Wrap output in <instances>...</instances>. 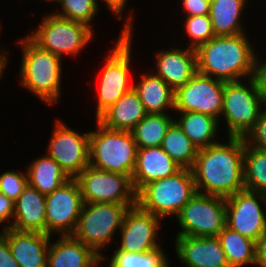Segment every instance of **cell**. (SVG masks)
I'll use <instances>...</instances> for the list:
<instances>
[{
	"mask_svg": "<svg viewBox=\"0 0 266 267\" xmlns=\"http://www.w3.org/2000/svg\"><path fill=\"white\" fill-rule=\"evenodd\" d=\"M180 169L161 146L138 149L131 176L133 187L138 193L148 183L172 176Z\"/></svg>",
	"mask_w": 266,
	"mask_h": 267,
	"instance_id": "obj_19",
	"label": "cell"
},
{
	"mask_svg": "<svg viewBox=\"0 0 266 267\" xmlns=\"http://www.w3.org/2000/svg\"><path fill=\"white\" fill-rule=\"evenodd\" d=\"M133 89L147 114H166L168 108L175 109V91L154 73L143 75Z\"/></svg>",
	"mask_w": 266,
	"mask_h": 267,
	"instance_id": "obj_24",
	"label": "cell"
},
{
	"mask_svg": "<svg viewBox=\"0 0 266 267\" xmlns=\"http://www.w3.org/2000/svg\"><path fill=\"white\" fill-rule=\"evenodd\" d=\"M89 137L90 131L77 133L57 120L47 155L61 166L69 178H77L89 165Z\"/></svg>",
	"mask_w": 266,
	"mask_h": 267,
	"instance_id": "obj_14",
	"label": "cell"
},
{
	"mask_svg": "<svg viewBox=\"0 0 266 267\" xmlns=\"http://www.w3.org/2000/svg\"><path fill=\"white\" fill-rule=\"evenodd\" d=\"M127 0H105L108 8L118 17L122 18L123 7L126 6Z\"/></svg>",
	"mask_w": 266,
	"mask_h": 267,
	"instance_id": "obj_42",
	"label": "cell"
},
{
	"mask_svg": "<svg viewBox=\"0 0 266 267\" xmlns=\"http://www.w3.org/2000/svg\"><path fill=\"white\" fill-rule=\"evenodd\" d=\"M256 266L266 267V230L256 241Z\"/></svg>",
	"mask_w": 266,
	"mask_h": 267,
	"instance_id": "obj_41",
	"label": "cell"
},
{
	"mask_svg": "<svg viewBox=\"0 0 266 267\" xmlns=\"http://www.w3.org/2000/svg\"><path fill=\"white\" fill-rule=\"evenodd\" d=\"M197 72L230 82L252 78L256 55L245 33L215 36L196 49Z\"/></svg>",
	"mask_w": 266,
	"mask_h": 267,
	"instance_id": "obj_2",
	"label": "cell"
},
{
	"mask_svg": "<svg viewBox=\"0 0 266 267\" xmlns=\"http://www.w3.org/2000/svg\"><path fill=\"white\" fill-rule=\"evenodd\" d=\"M102 257L73 235L61 236L50 243L47 267H94Z\"/></svg>",
	"mask_w": 266,
	"mask_h": 267,
	"instance_id": "obj_22",
	"label": "cell"
},
{
	"mask_svg": "<svg viewBox=\"0 0 266 267\" xmlns=\"http://www.w3.org/2000/svg\"><path fill=\"white\" fill-rule=\"evenodd\" d=\"M161 219L138 205L126 212L121 231V245L116 250L127 253H148L159 249L156 243Z\"/></svg>",
	"mask_w": 266,
	"mask_h": 267,
	"instance_id": "obj_16",
	"label": "cell"
},
{
	"mask_svg": "<svg viewBox=\"0 0 266 267\" xmlns=\"http://www.w3.org/2000/svg\"><path fill=\"white\" fill-rule=\"evenodd\" d=\"M168 114H147L131 131L138 149L161 146L163 138L175 121Z\"/></svg>",
	"mask_w": 266,
	"mask_h": 267,
	"instance_id": "obj_30",
	"label": "cell"
},
{
	"mask_svg": "<svg viewBox=\"0 0 266 267\" xmlns=\"http://www.w3.org/2000/svg\"><path fill=\"white\" fill-rule=\"evenodd\" d=\"M175 251L187 267H230L217 237L176 236Z\"/></svg>",
	"mask_w": 266,
	"mask_h": 267,
	"instance_id": "obj_17",
	"label": "cell"
},
{
	"mask_svg": "<svg viewBox=\"0 0 266 267\" xmlns=\"http://www.w3.org/2000/svg\"><path fill=\"white\" fill-rule=\"evenodd\" d=\"M248 80L249 88L240 81L224 83L221 114L226 120L228 137H245L256 125L262 111L264 103L256 82L253 78Z\"/></svg>",
	"mask_w": 266,
	"mask_h": 267,
	"instance_id": "obj_8",
	"label": "cell"
},
{
	"mask_svg": "<svg viewBox=\"0 0 266 267\" xmlns=\"http://www.w3.org/2000/svg\"><path fill=\"white\" fill-rule=\"evenodd\" d=\"M14 215V201L0 193V224Z\"/></svg>",
	"mask_w": 266,
	"mask_h": 267,
	"instance_id": "obj_40",
	"label": "cell"
},
{
	"mask_svg": "<svg viewBox=\"0 0 266 267\" xmlns=\"http://www.w3.org/2000/svg\"><path fill=\"white\" fill-rule=\"evenodd\" d=\"M7 53H8L7 51L3 52V54L0 53V79L2 77L4 67L6 66V63H7V58H6Z\"/></svg>",
	"mask_w": 266,
	"mask_h": 267,
	"instance_id": "obj_43",
	"label": "cell"
},
{
	"mask_svg": "<svg viewBox=\"0 0 266 267\" xmlns=\"http://www.w3.org/2000/svg\"><path fill=\"white\" fill-rule=\"evenodd\" d=\"M58 3H61L63 11L56 15L85 23L88 26L97 14L99 7L97 0H58Z\"/></svg>",
	"mask_w": 266,
	"mask_h": 267,
	"instance_id": "obj_33",
	"label": "cell"
},
{
	"mask_svg": "<svg viewBox=\"0 0 266 267\" xmlns=\"http://www.w3.org/2000/svg\"><path fill=\"white\" fill-rule=\"evenodd\" d=\"M96 123L97 130L91 131L89 137V165L132 176L138 150L132 132L111 130Z\"/></svg>",
	"mask_w": 266,
	"mask_h": 267,
	"instance_id": "obj_4",
	"label": "cell"
},
{
	"mask_svg": "<svg viewBox=\"0 0 266 267\" xmlns=\"http://www.w3.org/2000/svg\"><path fill=\"white\" fill-rule=\"evenodd\" d=\"M185 28L188 36L193 40L189 47L195 50L215 37L209 15L186 17Z\"/></svg>",
	"mask_w": 266,
	"mask_h": 267,
	"instance_id": "obj_34",
	"label": "cell"
},
{
	"mask_svg": "<svg viewBox=\"0 0 266 267\" xmlns=\"http://www.w3.org/2000/svg\"><path fill=\"white\" fill-rule=\"evenodd\" d=\"M76 180L84 203L137 204L131 176L88 165Z\"/></svg>",
	"mask_w": 266,
	"mask_h": 267,
	"instance_id": "obj_11",
	"label": "cell"
},
{
	"mask_svg": "<svg viewBox=\"0 0 266 267\" xmlns=\"http://www.w3.org/2000/svg\"><path fill=\"white\" fill-rule=\"evenodd\" d=\"M162 248L148 253H127L115 250L109 267H169Z\"/></svg>",
	"mask_w": 266,
	"mask_h": 267,
	"instance_id": "obj_32",
	"label": "cell"
},
{
	"mask_svg": "<svg viewBox=\"0 0 266 267\" xmlns=\"http://www.w3.org/2000/svg\"><path fill=\"white\" fill-rule=\"evenodd\" d=\"M230 267L256 266V241L225 226L218 234Z\"/></svg>",
	"mask_w": 266,
	"mask_h": 267,
	"instance_id": "obj_28",
	"label": "cell"
},
{
	"mask_svg": "<svg viewBox=\"0 0 266 267\" xmlns=\"http://www.w3.org/2000/svg\"><path fill=\"white\" fill-rule=\"evenodd\" d=\"M137 204L84 203L73 236L105 258L100 248L106 246L121 228L126 212Z\"/></svg>",
	"mask_w": 266,
	"mask_h": 267,
	"instance_id": "obj_6",
	"label": "cell"
},
{
	"mask_svg": "<svg viewBox=\"0 0 266 267\" xmlns=\"http://www.w3.org/2000/svg\"><path fill=\"white\" fill-rule=\"evenodd\" d=\"M28 184L47 195L68 181L69 176L50 156L36 159L27 169Z\"/></svg>",
	"mask_w": 266,
	"mask_h": 267,
	"instance_id": "obj_26",
	"label": "cell"
},
{
	"mask_svg": "<svg viewBox=\"0 0 266 267\" xmlns=\"http://www.w3.org/2000/svg\"><path fill=\"white\" fill-rule=\"evenodd\" d=\"M176 217L177 236L217 237L226 226V198L196 193Z\"/></svg>",
	"mask_w": 266,
	"mask_h": 267,
	"instance_id": "obj_10",
	"label": "cell"
},
{
	"mask_svg": "<svg viewBox=\"0 0 266 267\" xmlns=\"http://www.w3.org/2000/svg\"><path fill=\"white\" fill-rule=\"evenodd\" d=\"M196 193L192 169L181 168L172 176L145 185L137 193V205L160 219L177 216Z\"/></svg>",
	"mask_w": 266,
	"mask_h": 267,
	"instance_id": "obj_5",
	"label": "cell"
},
{
	"mask_svg": "<svg viewBox=\"0 0 266 267\" xmlns=\"http://www.w3.org/2000/svg\"><path fill=\"white\" fill-rule=\"evenodd\" d=\"M14 223L11 228L20 232H39L46 234V197L35 187L27 184L19 198L14 201Z\"/></svg>",
	"mask_w": 266,
	"mask_h": 267,
	"instance_id": "obj_20",
	"label": "cell"
},
{
	"mask_svg": "<svg viewBox=\"0 0 266 267\" xmlns=\"http://www.w3.org/2000/svg\"><path fill=\"white\" fill-rule=\"evenodd\" d=\"M146 115L143 103L132 89L104 111L97 121L111 130L132 131Z\"/></svg>",
	"mask_w": 266,
	"mask_h": 267,
	"instance_id": "obj_23",
	"label": "cell"
},
{
	"mask_svg": "<svg viewBox=\"0 0 266 267\" xmlns=\"http://www.w3.org/2000/svg\"><path fill=\"white\" fill-rule=\"evenodd\" d=\"M155 75L176 91L184 86L197 72L196 50L173 49L157 53Z\"/></svg>",
	"mask_w": 266,
	"mask_h": 267,
	"instance_id": "obj_18",
	"label": "cell"
},
{
	"mask_svg": "<svg viewBox=\"0 0 266 267\" xmlns=\"http://www.w3.org/2000/svg\"><path fill=\"white\" fill-rule=\"evenodd\" d=\"M252 78L256 82L261 100L264 103L263 106H266V61L265 63L263 62L261 63L257 60V57H256L255 65H254V74Z\"/></svg>",
	"mask_w": 266,
	"mask_h": 267,
	"instance_id": "obj_38",
	"label": "cell"
},
{
	"mask_svg": "<svg viewBox=\"0 0 266 267\" xmlns=\"http://www.w3.org/2000/svg\"><path fill=\"white\" fill-rule=\"evenodd\" d=\"M247 0H211L209 17L215 36L244 33L240 17Z\"/></svg>",
	"mask_w": 266,
	"mask_h": 267,
	"instance_id": "obj_25",
	"label": "cell"
},
{
	"mask_svg": "<svg viewBox=\"0 0 266 267\" xmlns=\"http://www.w3.org/2000/svg\"><path fill=\"white\" fill-rule=\"evenodd\" d=\"M122 29L115 48L110 52L106 64L103 66V74L99 86V97L96 111L98 118L104 111L112 106L125 93L134 87L129 84L130 55H131V19Z\"/></svg>",
	"mask_w": 266,
	"mask_h": 267,
	"instance_id": "obj_7",
	"label": "cell"
},
{
	"mask_svg": "<svg viewBox=\"0 0 266 267\" xmlns=\"http://www.w3.org/2000/svg\"><path fill=\"white\" fill-rule=\"evenodd\" d=\"M0 267H20L12 255L7 239V228L0 233Z\"/></svg>",
	"mask_w": 266,
	"mask_h": 267,
	"instance_id": "obj_37",
	"label": "cell"
},
{
	"mask_svg": "<svg viewBox=\"0 0 266 267\" xmlns=\"http://www.w3.org/2000/svg\"><path fill=\"white\" fill-rule=\"evenodd\" d=\"M228 139V144L218 142L198 150L192 167L197 193L227 198L245 189V139Z\"/></svg>",
	"mask_w": 266,
	"mask_h": 267,
	"instance_id": "obj_1",
	"label": "cell"
},
{
	"mask_svg": "<svg viewBox=\"0 0 266 267\" xmlns=\"http://www.w3.org/2000/svg\"><path fill=\"white\" fill-rule=\"evenodd\" d=\"M244 139L247 145L266 151V108L261 111L256 125L247 133Z\"/></svg>",
	"mask_w": 266,
	"mask_h": 267,
	"instance_id": "obj_36",
	"label": "cell"
},
{
	"mask_svg": "<svg viewBox=\"0 0 266 267\" xmlns=\"http://www.w3.org/2000/svg\"><path fill=\"white\" fill-rule=\"evenodd\" d=\"M176 124L184 134L193 142L197 149H203L216 144L214 137L217 132L219 121L210 115L199 112H180Z\"/></svg>",
	"mask_w": 266,
	"mask_h": 267,
	"instance_id": "obj_27",
	"label": "cell"
},
{
	"mask_svg": "<svg viewBox=\"0 0 266 267\" xmlns=\"http://www.w3.org/2000/svg\"><path fill=\"white\" fill-rule=\"evenodd\" d=\"M183 7L189 16L209 15L211 0H183Z\"/></svg>",
	"mask_w": 266,
	"mask_h": 267,
	"instance_id": "obj_39",
	"label": "cell"
},
{
	"mask_svg": "<svg viewBox=\"0 0 266 267\" xmlns=\"http://www.w3.org/2000/svg\"><path fill=\"white\" fill-rule=\"evenodd\" d=\"M257 198L266 204V195L248 189L226 198V226L254 241L266 230V216Z\"/></svg>",
	"mask_w": 266,
	"mask_h": 267,
	"instance_id": "obj_15",
	"label": "cell"
},
{
	"mask_svg": "<svg viewBox=\"0 0 266 267\" xmlns=\"http://www.w3.org/2000/svg\"><path fill=\"white\" fill-rule=\"evenodd\" d=\"M92 31L85 23L52 13L28 36L42 49L62 58L64 54L74 56L85 48L94 36Z\"/></svg>",
	"mask_w": 266,
	"mask_h": 267,
	"instance_id": "obj_9",
	"label": "cell"
},
{
	"mask_svg": "<svg viewBox=\"0 0 266 267\" xmlns=\"http://www.w3.org/2000/svg\"><path fill=\"white\" fill-rule=\"evenodd\" d=\"M46 197V234L73 235L84 201L76 178H70Z\"/></svg>",
	"mask_w": 266,
	"mask_h": 267,
	"instance_id": "obj_12",
	"label": "cell"
},
{
	"mask_svg": "<svg viewBox=\"0 0 266 267\" xmlns=\"http://www.w3.org/2000/svg\"><path fill=\"white\" fill-rule=\"evenodd\" d=\"M225 82L196 72L184 86L175 91L176 112H199L219 121Z\"/></svg>",
	"mask_w": 266,
	"mask_h": 267,
	"instance_id": "obj_13",
	"label": "cell"
},
{
	"mask_svg": "<svg viewBox=\"0 0 266 267\" xmlns=\"http://www.w3.org/2000/svg\"><path fill=\"white\" fill-rule=\"evenodd\" d=\"M245 189L266 195V151L245 143L244 148Z\"/></svg>",
	"mask_w": 266,
	"mask_h": 267,
	"instance_id": "obj_31",
	"label": "cell"
},
{
	"mask_svg": "<svg viewBox=\"0 0 266 267\" xmlns=\"http://www.w3.org/2000/svg\"><path fill=\"white\" fill-rule=\"evenodd\" d=\"M50 238L44 233L7 228L9 247L20 267H47Z\"/></svg>",
	"mask_w": 266,
	"mask_h": 267,
	"instance_id": "obj_21",
	"label": "cell"
},
{
	"mask_svg": "<svg viewBox=\"0 0 266 267\" xmlns=\"http://www.w3.org/2000/svg\"><path fill=\"white\" fill-rule=\"evenodd\" d=\"M28 184L27 173L7 171L0 175V193L16 201Z\"/></svg>",
	"mask_w": 266,
	"mask_h": 267,
	"instance_id": "obj_35",
	"label": "cell"
},
{
	"mask_svg": "<svg viewBox=\"0 0 266 267\" xmlns=\"http://www.w3.org/2000/svg\"><path fill=\"white\" fill-rule=\"evenodd\" d=\"M20 42L23 47L21 84L45 103L56 102L61 95L62 58L42 49L28 35Z\"/></svg>",
	"mask_w": 266,
	"mask_h": 267,
	"instance_id": "obj_3",
	"label": "cell"
},
{
	"mask_svg": "<svg viewBox=\"0 0 266 267\" xmlns=\"http://www.w3.org/2000/svg\"><path fill=\"white\" fill-rule=\"evenodd\" d=\"M161 147L181 168L194 166L198 149L175 121L168 128Z\"/></svg>",
	"mask_w": 266,
	"mask_h": 267,
	"instance_id": "obj_29",
	"label": "cell"
}]
</instances>
